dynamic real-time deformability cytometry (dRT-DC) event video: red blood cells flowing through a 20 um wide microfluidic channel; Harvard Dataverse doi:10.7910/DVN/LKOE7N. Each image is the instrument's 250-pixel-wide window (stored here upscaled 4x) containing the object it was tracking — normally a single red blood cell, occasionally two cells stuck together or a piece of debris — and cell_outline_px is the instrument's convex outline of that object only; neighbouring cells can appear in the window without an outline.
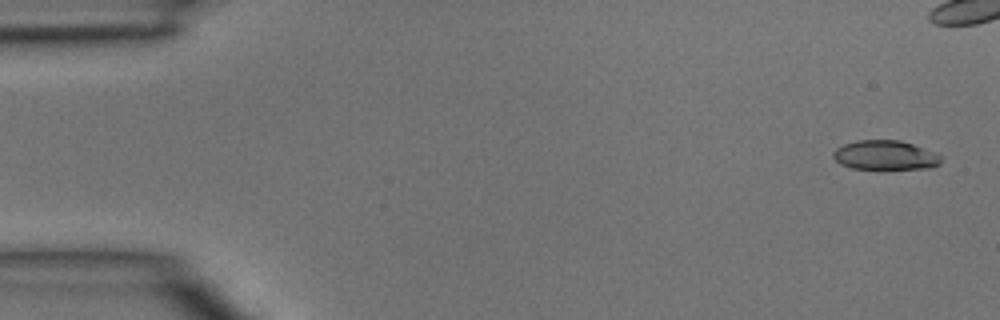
{"species": "common noctule bat (a hibernating species)", "species_latin": "Nyctalus noctula", "temperature_condition": "room temperature", "stored_images_in_passage": 5, "camera_frame_rate_fps": 3000, "um_per_image_px": 0.085, "animal": {"sex": "male", "body_mass_g": 15.6}, "frame": {"image": 1, "passage_image": 1, "time_ms": 0.0, "image_size_px": [1000, 320], "cell_outline_px": [[940, 164], [932, 168], [852, 168], [840, 164], [832, 156], [832, 152], [836, 148], [844, 144], [856, 140], [900, 140], [912, 144], [932, 152], [940, 156]], "centroid_in_image_um": [75.19, 13.18], "position_along_channel_um": 9.8, "area_um2": 18.15}}